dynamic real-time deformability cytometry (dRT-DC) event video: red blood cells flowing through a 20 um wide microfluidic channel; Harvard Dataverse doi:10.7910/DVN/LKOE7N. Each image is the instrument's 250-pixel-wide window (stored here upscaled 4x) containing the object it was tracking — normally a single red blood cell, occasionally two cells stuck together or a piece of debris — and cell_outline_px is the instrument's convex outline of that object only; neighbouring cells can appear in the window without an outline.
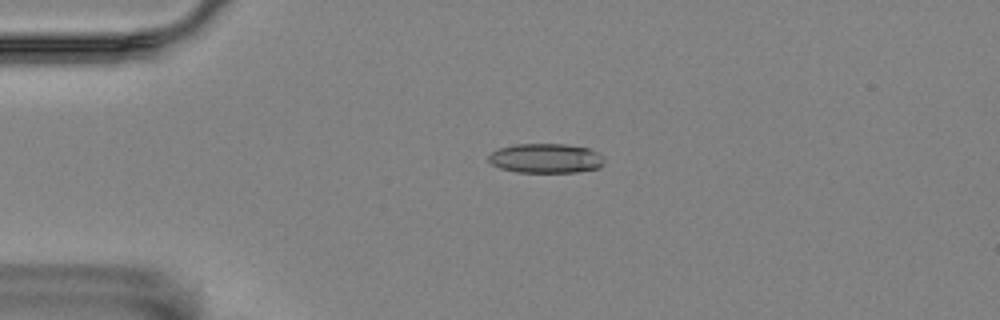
{"species": "Egyptian fruit bat (a non-hibernating species)", "species_latin": "Rousettus aegyptiacus", "temperature_condition": "room temperature", "stored_images_in_passage": 5, "camera_frame_rate_fps": 3000, "um_per_image_px": 0.085, "animal": {"sex": "female"}, "frame": {"image": 1, "passage_image": 4, "time_ms": 1.0, "image_size_px": [1000, 320], "cell_outline_px": [[604, 164], [600, 168], [576, 172], [516, 172], [500, 168], [492, 164], [488, 160], [488, 156], [492, 152], [500, 148], [516, 144], [564, 144], [588, 148], [596, 152], [604, 160]], "centroid_in_image_um": [46.39, 13.46], "position_along_channel_um": 38.6, "area_um2": 19.83}}